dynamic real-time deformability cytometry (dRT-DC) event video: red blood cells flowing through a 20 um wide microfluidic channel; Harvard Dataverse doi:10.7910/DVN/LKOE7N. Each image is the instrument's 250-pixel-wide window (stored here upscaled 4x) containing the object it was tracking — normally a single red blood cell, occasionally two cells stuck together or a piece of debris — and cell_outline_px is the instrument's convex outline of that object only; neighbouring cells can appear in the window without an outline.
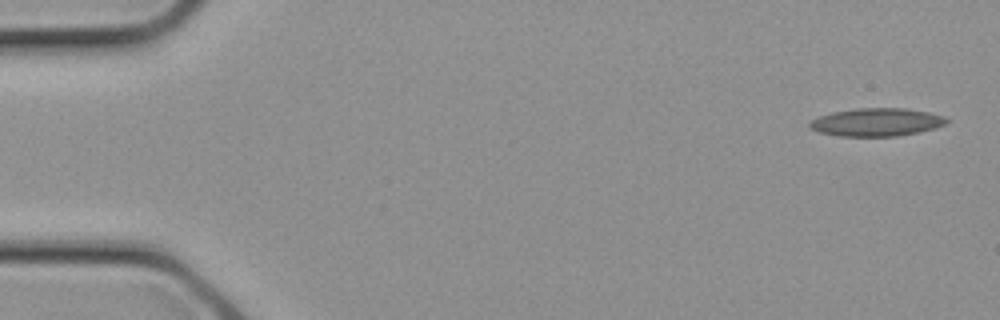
{"species": "common noctule bat (a hibernating species)", "species_latin": "Nyctalus noctula", "temperature_condition": "cold", "stored_images_in_passage": 3, "segment_of_instrument_passage": [2, 2], "camera_frame_rate_fps": 3000, "um_per_image_px": 0.085, "animal": {"sex": "female", "body_mass_g": 21.9}, "frame": {"image": 1, "passage_image": 3, "time_ms": 0.667, "image_size_px": [1000, 320], "cell_outline_px": [[948, 124], [936, 128], [920, 132], [896, 136], [840, 136], [820, 132], [808, 128], [808, 124], [812, 120], [820, 116], [832, 112], [856, 108], [904, 108], [928, 112], [944, 116], [948, 120]], "centroid_in_image_um": [74.53, 10.38], "position_along_channel_um": 10.5, "area_um2": 22.43}}